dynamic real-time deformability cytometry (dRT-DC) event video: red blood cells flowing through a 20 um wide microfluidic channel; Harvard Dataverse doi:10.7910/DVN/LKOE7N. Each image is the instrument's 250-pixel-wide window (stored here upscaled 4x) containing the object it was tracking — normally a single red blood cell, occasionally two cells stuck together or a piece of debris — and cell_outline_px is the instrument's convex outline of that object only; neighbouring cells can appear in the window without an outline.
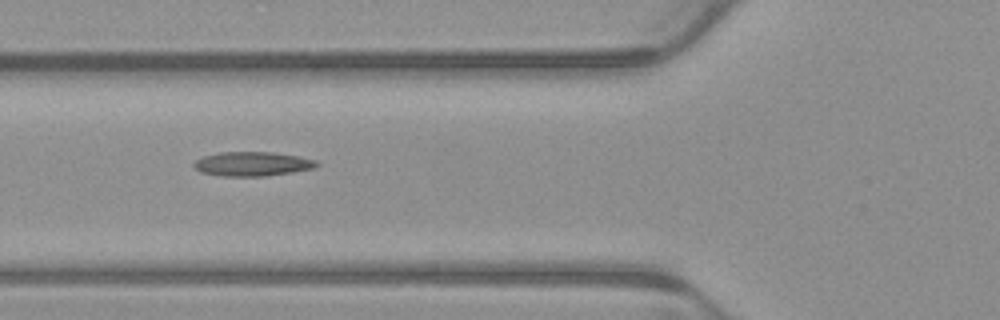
{"species": "common noctule bat (a hibernating species)", "species_latin": "Nyctalus noctula", "temperature_condition": "warm", "stored_images_in_passage": 8, "camera_frame_rate_fps": 3000, "um_per_image_px": 0.085, "animal": {"sex": "male", "body_mass_g": 23.1, "forearm_length_mm": 52.7}, "frame": {"image": 1, "passage_image": 6, "time_ms": 1.667, "image_size_px": [1000, 320], "cell_outline_px": [[320, 164], [312, 168], [292, 172], [264, 176], [224, 176], [200, 172], [192, 164], [196, 160], [204, 156], [220, 152], [272, 152], [296, 156], [316, 160]], "centroid_in_image_um": [21.43, 13.93], "position_along_channel_um": 104.4, "area_um2": 17.17}}
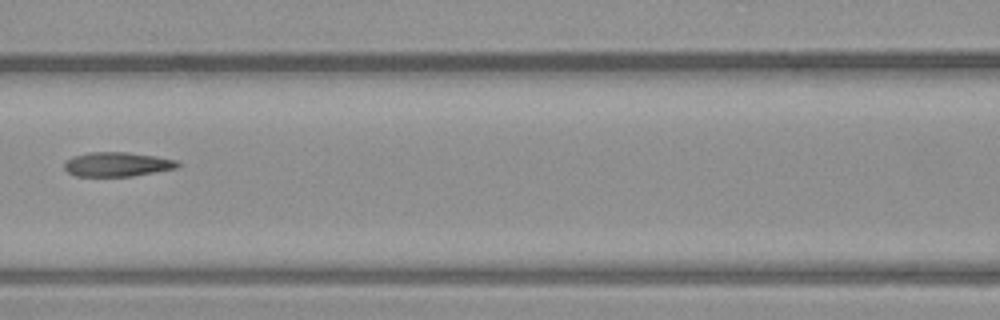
{"frame": {"image": 2, "passage_image": 7, "time_ms": 2.0, "image_size_px": [1000, 320], "cell_outline_px": [[180, 168], [132, 176], [76, 176], [68, 172], [64, 168], [64, 160], [72, 156], [88, 152], [128, 152], [156, 156], [176, 160], [180, 164]], "centroid_in_image_um": [9.96, 13.96], "position_along_channel_um": 156.6, "area_um2": 16.3}}
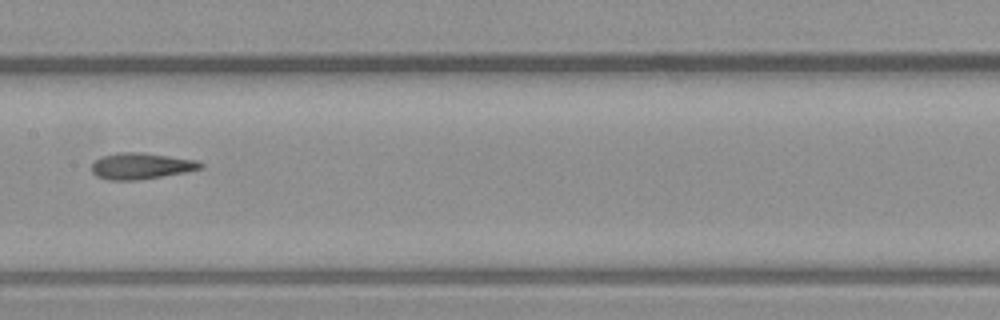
{"frame": {"image": 3, "passage_image": 8, "time_ms": 2.333, "image_size_px": [1000, 320], "cell_outline_px": [[204, 168], [184, 172], [136, 180], [108, 180], [96, 176], [92, 172], [92, 164], [100, 156], [116, 152], [140, 152], [196, 160], [204, 164]], "centroid_in_image_um": [11.96, 14.1], "position_along_channel_um": 195.4, "area_um2": 16.59}}